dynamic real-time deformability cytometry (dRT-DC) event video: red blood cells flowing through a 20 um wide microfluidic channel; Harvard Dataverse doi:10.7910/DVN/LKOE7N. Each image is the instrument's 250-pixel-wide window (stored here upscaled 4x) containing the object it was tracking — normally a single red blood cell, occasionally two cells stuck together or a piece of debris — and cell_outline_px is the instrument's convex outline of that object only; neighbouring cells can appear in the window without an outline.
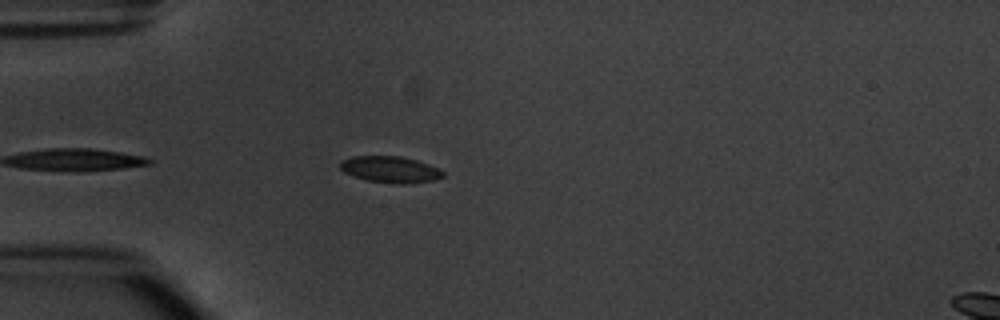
{"species": "common noctule bat (a hibernating species)", "species_latin": "Nyctalus noctula", "temperature_condition": "warm", "stored_images_in_passage": 6, "camera_frame_rate_fps": 3000, "um_per_image_px": 0.085, "animal": {"sex": "male", "body_mass_g": 20.1, "forearm_length_mm": 53.5}, "frame": {"image": 1, "passage_image": 4, "time_ms": 4.667, "image_size_px": [1000, 320], "cell_outline_px": [[444, 176], [432, 180], [404, 184], [396, 184], [368, 180], [344, 172], [340, 168], [340, 160], [352, 156], [400, 156], [416, 160], [440, 168], [444, 172]], "centroid_in_image_um": [33.18, 14.39], "position_along_channel_um": 51.8, "area_um2": 15.72}}